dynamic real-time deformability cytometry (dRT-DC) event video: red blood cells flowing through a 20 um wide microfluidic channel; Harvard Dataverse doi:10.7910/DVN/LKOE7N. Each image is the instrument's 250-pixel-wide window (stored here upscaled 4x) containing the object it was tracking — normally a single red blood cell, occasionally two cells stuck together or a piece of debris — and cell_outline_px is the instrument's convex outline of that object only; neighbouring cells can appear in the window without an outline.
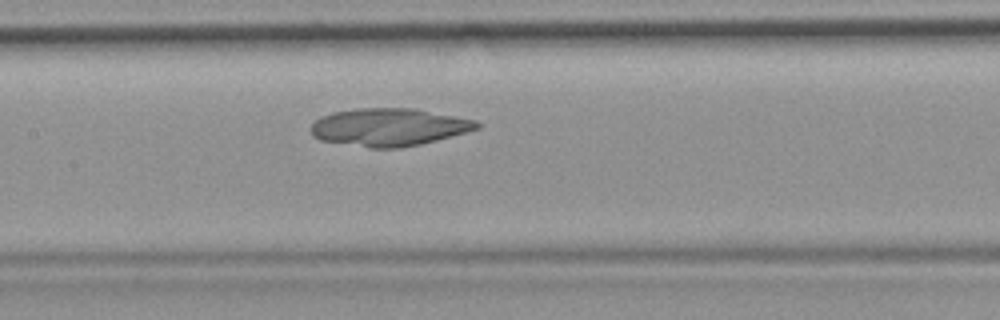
{"species": "common noctule bat (a hibernating species)", "species_latin": "Nyctalus noctula", "temperature_condition": "room temperature", "stored_images_in_passage": 27, "camera_frame_rate_fps": 3000, "um_per_image_px": 0.085, "animal": {"sex": "female", "body_mass_g": 19.9}, "frame": {"image": 1, "passage_image": 16, "time_ms": 5.0, "image_size_px": [1000, 320], "cell_outline_px": [[480, 128], [436, 140], [420, 144], [400, 148], [368, 148], [320, 140], [312, 136], [312, 124], [320, 116], [332, 112], [356, 108], [416, 108], [476, 120], [480, 124]], "centroid_in_image_um": [33.04, 10.8], "position_along_channel_um": 174.4, "area_um2": 36.59}}